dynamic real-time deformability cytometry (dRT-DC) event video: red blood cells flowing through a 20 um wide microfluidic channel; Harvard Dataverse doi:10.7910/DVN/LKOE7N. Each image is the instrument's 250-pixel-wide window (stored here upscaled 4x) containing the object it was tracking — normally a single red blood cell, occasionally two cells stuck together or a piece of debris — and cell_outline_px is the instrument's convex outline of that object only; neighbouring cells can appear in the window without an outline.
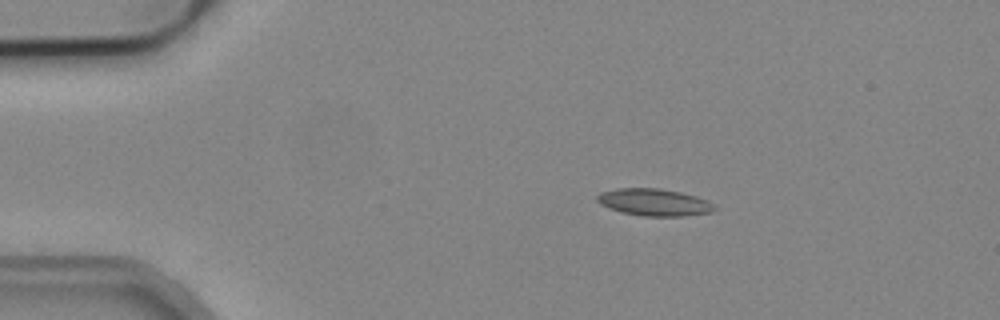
{"species": "common noctule bat (a hibernating species)", "species_latin": "Nyctalus noctula", "temperature_condition": "cold", "stored_images_in_passage": 4, "camera_frame_rate_fps": 3000, "um_per_image_px": 0.085, "animal": {"sex": "male", "body_mass_g": 19.2, "forearm_length_mm": 51.8}, "frame": {"image": 1, "passage_image": 1, "time_ms": 0.0, "image_size_px": [1000, 320], "cell_outline_px": [[716, 208], [712, 212], [684, 216], [644, 216], [624, 212], [608, 208], [600, 204], [596, 200], [596, 196], [600, 192], [616, 188], [660, 188], [680, 192], [696, 196], [708, 200]], "centroid_in_image_um": [55.59, 17.18], "position_along_channel_um": 29.4, "area_um2": 18.55}}
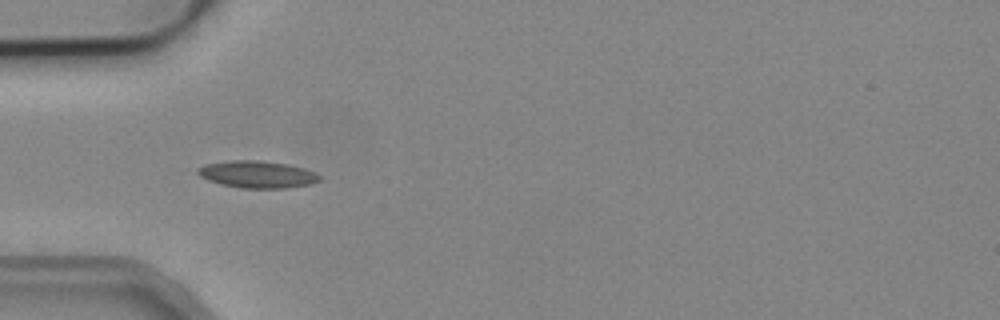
{"frame": {"image": 2, "passage_image": 3, "time_ms": 0.667, "image_size_px": [1000, 320], "cell_outline_px": [[320, 180], [312, 184], [284, 188], [240, 188], [220, 184], [208, 180], [200, 176], [196, 172], [196, 168], [204, 164], [232, 160], [260, 160], [288, 164], [304, 168], [320, 176]], "centroid_in_image_um": [21.83, 14.82], "position_along_channel_um": 63.2, "area_um2": 19.31}}